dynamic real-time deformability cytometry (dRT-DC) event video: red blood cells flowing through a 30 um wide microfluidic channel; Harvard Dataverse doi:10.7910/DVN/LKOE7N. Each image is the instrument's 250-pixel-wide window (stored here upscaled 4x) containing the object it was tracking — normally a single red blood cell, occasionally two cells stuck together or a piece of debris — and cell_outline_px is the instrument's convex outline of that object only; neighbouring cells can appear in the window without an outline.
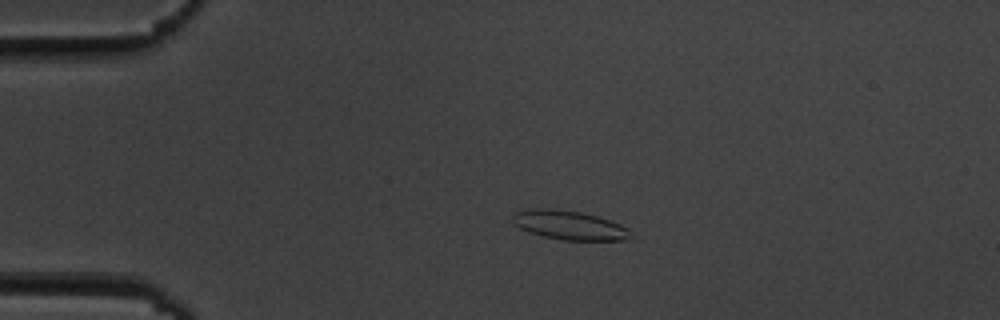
{"species": "common noctule bat (a hibernating species)", "species_latin": "Nyctalus noctula", "temperature_condition": "cold", "stored_images_in_passage": 45, "camera_frame_rate_fps": 3000, "um_per_image_px": 0.085, "animal": {"sex": "male", "body_mass_g": 19.5, "forearm_length_mm": 54.6}, "frame": {"image": 1, "passage_image": 1, "time_ms": 0.0, "image_size_px": [1000, 320], "cell_outline_px": [[636, 240], [560, 240], [528, 232], [512, 224], [512, 212], [528, 208], [548, 208], [580, 212], [596, 216], [620, 224], [628, 228]], "centroid_in_image_um": [48.37, 19.14], "position_along_channel_um": 36.6, "area_um2": 20.35}}
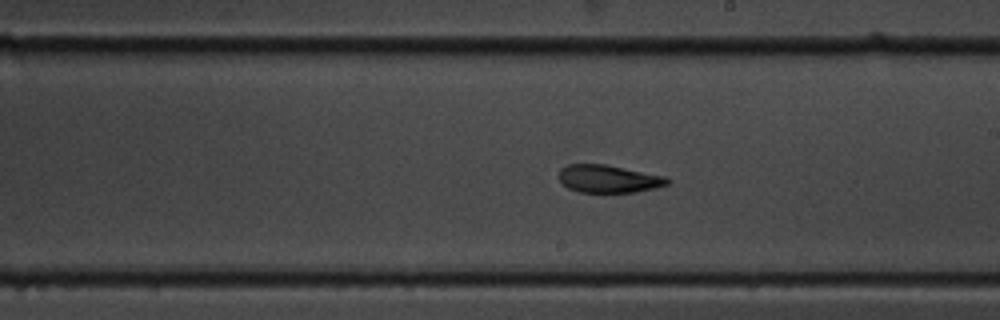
{"frame": {"image": 2, "passage_image": 21, "time_ms": 6.667, "image_size_px": [1000, 320], "cell_outline_px": [[672, 180], [668, 184], [656, 188], [636, 192], [580, 192], [568, 188], [560, 184], [556, 176], [560, 168], [568, 164], [604, 164], [668, 176]], "centroid_in_image_um": [51.71, 15.19], "position_along_channel_um": 237.3, "area_um2": 17.98}}
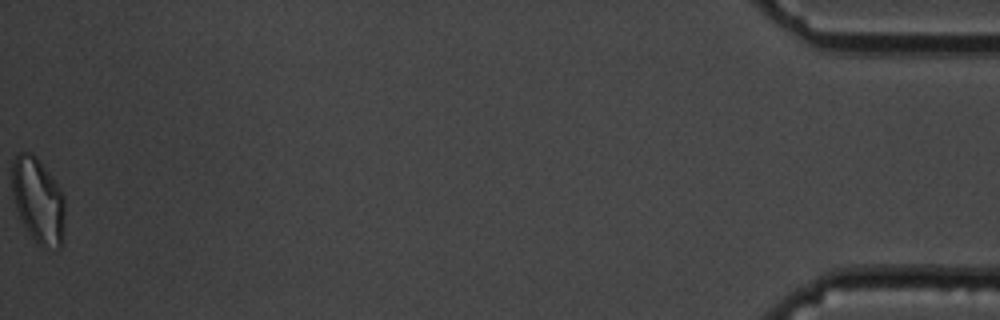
{"frame": {"image": 3, "passage_image": 45, "time_ms": 14.667, "image_size_px": [1000, 320], "cell_outline_px": [[64, 224], [60, 248], [44, 248], [28, 232], [20, 220], [16, 208], [12, 192], [12, 156], [20, 152], [32, 152], [40, 160], [52, 176], [60, 188], [64, 196]], "centroid_in_image_um": [3.22, 16.99], "position_along_channel_um": 432.0, "area_um2": 26.53}, "authors_computed_cell_mechanics": {"area_um2": 19.2474, "velocity_mm_per_s": 3.606, "shape_relaxation_time_tau1_ms": null, "shape_relaxation_time_tau2_ms": 3.3563, "deformation_change_tau1": null, "deformation_change_tau2": 0.1029}}